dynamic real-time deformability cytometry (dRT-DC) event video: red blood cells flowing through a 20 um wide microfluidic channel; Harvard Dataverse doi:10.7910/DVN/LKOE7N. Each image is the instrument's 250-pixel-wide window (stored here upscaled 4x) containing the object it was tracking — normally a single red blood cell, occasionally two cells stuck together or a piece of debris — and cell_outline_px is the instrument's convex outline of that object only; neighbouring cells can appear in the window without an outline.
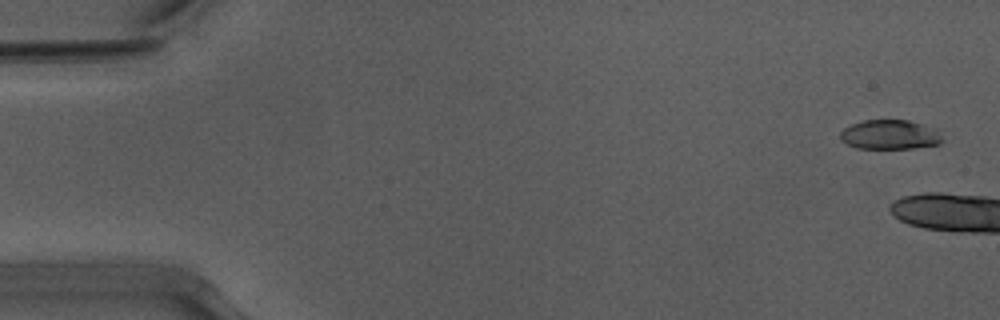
{"species": "Egyptian fruit bat (a non-hibernating species)", "species_latin": "Rousettus aegyptiacus", "temperature_condition": "warm", "stored_images_in_passage": 6, "camera_frame_rate_fps": 3000, "um_per_image_px": 0.085, "animal": {"sex": "male"}, "frame": {"image": 1, "passage_image": 2, "time_ms": 0.333, "image_size_px": [1000, 320], "cell_outline_px": [[944, 140], [940, 144], [912, 148], [856, 148], [840, 140], [840, 132], [844, 128], [852, 124], [864, 120], [908, 120], [924, 124], [936, 128]], "centroid_in_image_um": [75.66, 11.44], "position_along_channel_um": 9.3, "area_um2": 17.63}}